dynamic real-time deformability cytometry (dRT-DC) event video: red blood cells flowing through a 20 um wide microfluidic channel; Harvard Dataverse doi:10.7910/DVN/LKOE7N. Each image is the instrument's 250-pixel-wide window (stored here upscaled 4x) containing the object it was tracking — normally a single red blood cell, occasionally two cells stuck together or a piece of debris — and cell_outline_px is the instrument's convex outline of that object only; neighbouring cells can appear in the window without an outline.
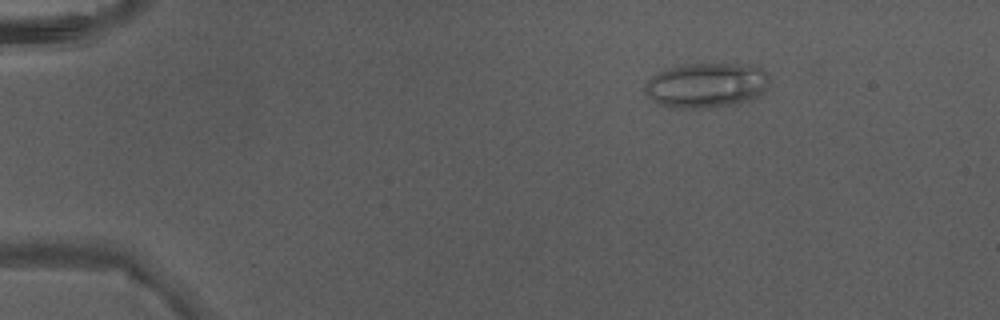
{"species": "Egyptian fruit bat (a non-hibernating species)", "species_latin": "Rousettus aegyptiacus", "temperature_condition": "warm", "stored_images_in_passage": 4, "camera_frame_rate_fps": 3000, "um_per_image_px": 0.085, "animal": {"sex": "male"}, "frame": {"image": 1, "passage_image": 2, "time_ms": 0.333, "image_size_px": [1000, 320], "cell_outline_px": [[768, 80], [764, 92], [760, 96], [752, 100], [732, 104], [708, 108], [676, 108], [656, 104], [644, 92], [644, 84], [652, 76], [664, 68], [684, 64], [752, 64], [764, 68], [768, 72]], "centroid_in_image_um": [60.04, 7.24], "position_along_channel_um": 25.0, "area_um2": 33.18}}
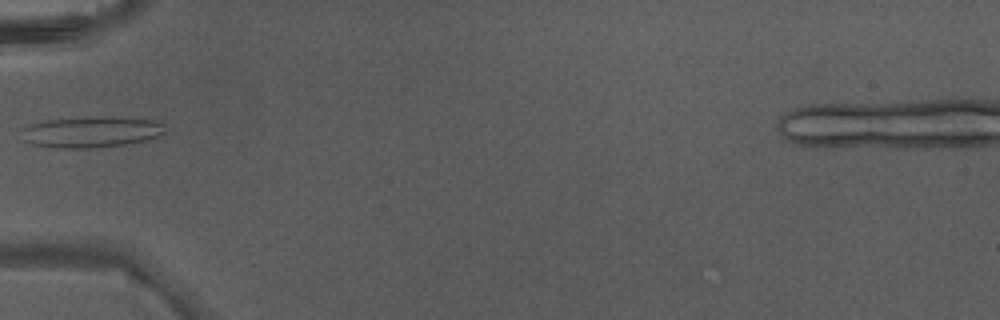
{"frame": {"image": 2, "passage_image": 4, "time_ms": 1.0, "image_size_px": [1000, 320], "cell_outline_px": [[164, 132], [156, 136], [144, 140], [124, 144], [88, 148], [60, 148], [32, 144], [20, 140], [16, 128], [28, 124], [44, 120], [152, 120], [164, 124]], "centroid_in_image_um": [7.51, 11.28], "position_along_channel_um": 77.5, "area_um2": 24.62}}